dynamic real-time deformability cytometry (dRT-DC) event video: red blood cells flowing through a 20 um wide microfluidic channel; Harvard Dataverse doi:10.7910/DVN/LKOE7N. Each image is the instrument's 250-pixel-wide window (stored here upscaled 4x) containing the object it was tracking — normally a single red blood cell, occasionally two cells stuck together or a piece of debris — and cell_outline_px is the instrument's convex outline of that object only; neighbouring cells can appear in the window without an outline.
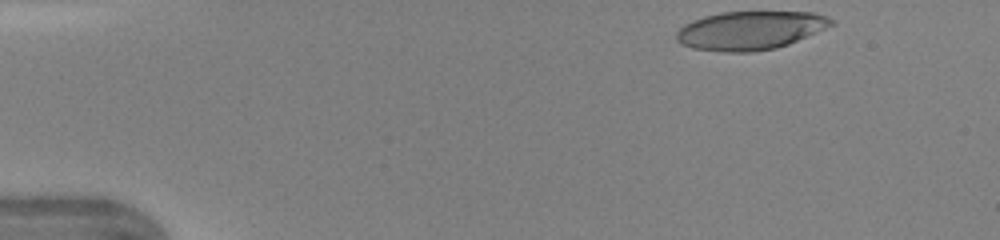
{"species": "human", "species_latin": "Homo sapiens", "temperature_condition": "warm", "stored_images_in_passage": 40, "camera_frame_rate_fps": 3000, "um_per_image_px": 0.085, "donor": {"sex": "female"}, "frame": {"image": 1, "passage_image": 1, "time_ms": 0.0, "image_size_px": [1000, 240], "cell_outline_px": [[836, 24], [788, 44], [776, 48], [752, 52], [724, 52], [692, 48], [680, 44], [676, 40], [676, 32], [684, 24], [692, 20], [704, 16], [720, 12], [816, 12], [828, 16], [836, 20]], "centroid_in_image_um": [63.78, 2.58], "position_along_channel_um": 21.2, "area_um2": 35.08}}
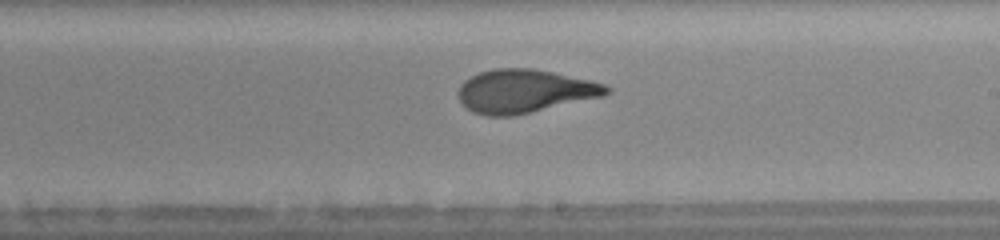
{"frame": {"image": 2, "passage_image": 22, "time_ms": 7.0, "image_size_px": [1000, 240], "cell_outline_px": [[612, 92], [604, 96], [512, 116], [488, 116], [472, 112], [460, 100], [460, 84], [464, 80], [480, 72], [496, 68], [532, 68], [592, 80], [604, 84], [612, 88]], "centroid_in_image_um": [44.63, 7.74], "position_along_channel_um": 244.4, "area_um2": 37.28}}
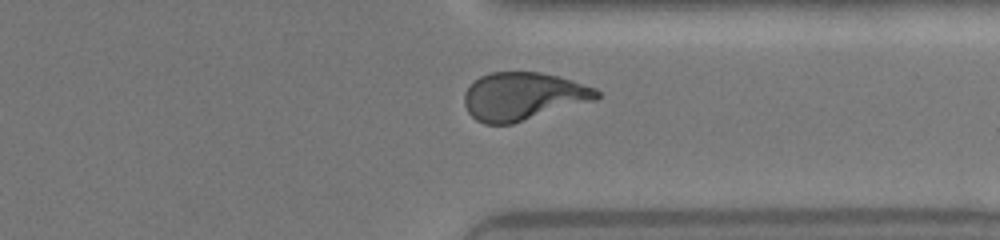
{"frame": {"image": 3, "passage_image": 30, "time_ms": 9.667, "image_size_px": [1000, 240], "cell_outline_px": [[600, 96], [596, 100], [512, 124], [484, 124], [476, 120], [468, 112], [464, 104], [464, 92], [480, 76], [492, 72], [540, 72], [572, 80], [596, 88], [600, 92]], "centroid_in_image_um": [44.47, 8.19], "position_along_channel_um": 366.9, "area_um2": 36.93}}